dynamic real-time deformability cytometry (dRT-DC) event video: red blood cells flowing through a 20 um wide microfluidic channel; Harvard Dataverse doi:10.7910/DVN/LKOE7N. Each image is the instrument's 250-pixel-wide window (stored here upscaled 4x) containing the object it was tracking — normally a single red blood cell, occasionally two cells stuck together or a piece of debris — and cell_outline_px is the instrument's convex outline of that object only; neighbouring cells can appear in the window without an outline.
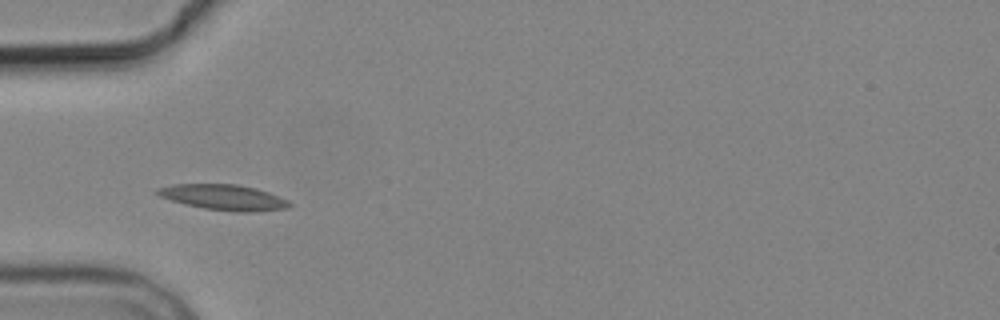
{"species": "common noctule bat (a hibernating species)", "species_latin": "Nyctalus noctula", "temperature_condition": "cold", "stored_images_in_passage": 8, "camera_frame_rate_fps": 3000, "um_per_image_px": 0.085, "animal": {"sex": "male", "body_mass_g": 19.2, "forearm_length_mm": 51.8}, "frame": {"image": 1, "passage_image": 4, "time_ms": 3.667, "image_size_px": [1000, 320], "cell_outline_px": [[292, 204], [288, 208], [248, 212], [232, 212], [204, 208], [184, 204], [160, 196], [156, 192], [156, 188], [172, 184], [236, 184], [256, 188], [268, 192], [288, 200]], "centroid_in_image_um": [19.01, 16.77], "position_along_channel_um": 66.0, "area_um2": 19.59}}
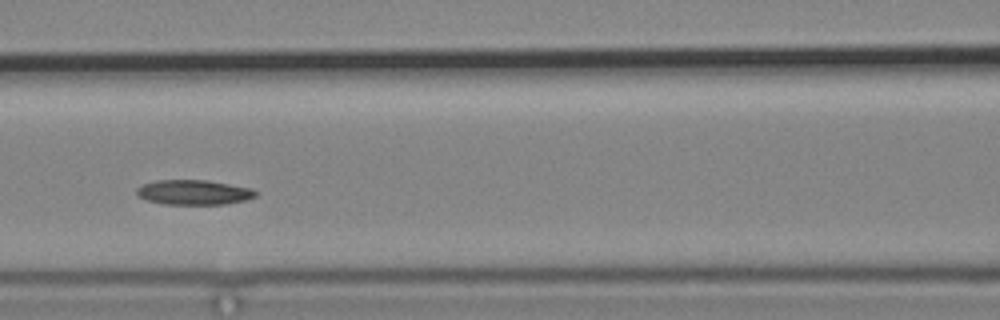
{"frame": {"image": 2, "passage_image": 6, "time_ms": 6.0, "image_size_px": [1000, 320], "cell_outline_px": [[260, 192], [256, 196], [244, 200], [224, 204], [164, 204], [148, 200], [136, 196], [136, 188], [144, 184], [156, 180], [208, 180], [252, 188]], "centroid_in_image_um": [16.48, 16.34], "position_along_channel_um": 150.1, "area_um2": 17.28}}
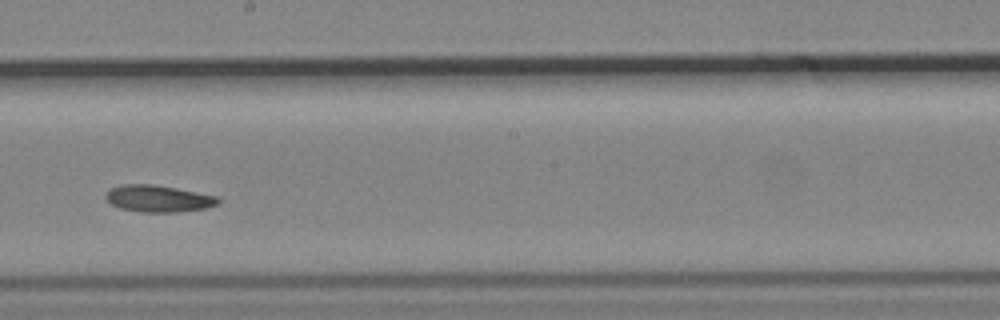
{"frame": {"image": 3, "passage_image": 8, "time_ms": 8.333, "image_size_px": [1000, 320], "cell_outline_px": [[220, 204], [204, 208], [176, 212], [140, 212], [120, 208], [112, 204], [104, 196], [112, 188], [120, 184], [152, 184], [176, 188], [220, 196]], "centroid_in_image_um": [13.5, 16.88], "position_along_channel_um": 234.7, "area_um2": 17.57}}